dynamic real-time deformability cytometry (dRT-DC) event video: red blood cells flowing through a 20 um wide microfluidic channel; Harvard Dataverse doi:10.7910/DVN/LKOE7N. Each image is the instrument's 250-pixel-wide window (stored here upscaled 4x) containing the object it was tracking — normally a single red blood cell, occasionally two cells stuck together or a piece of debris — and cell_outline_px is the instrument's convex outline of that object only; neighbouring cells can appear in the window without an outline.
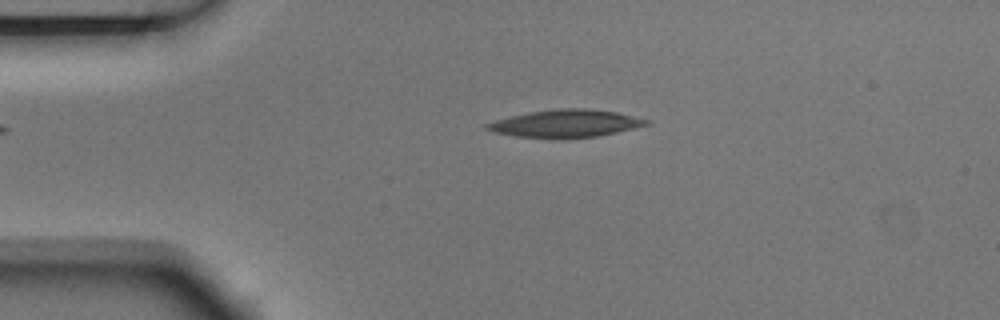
{"species": "Egyptian fruit bat (a non-hibernating species)", "species_latin": "Rousettus aegyptiacus", "temperature_condition": "room temperature", "stored_images_in_passage": 3, "camera_frame_rate_fps": 3000, "um_per_image_px": 0.085, "animal": {"sex": "male"}, "frame": {"image": 1, "passage_image": 2, "time_ms": 0.333, "image_size_px": [1000, 320], "cell_outline_px": [[652, 124], [616, 132], [596, 136], [560, 140], [516, 136], [496, 132], [484, 128], [484, 124], [496, 120], [512, 116], [532, 112], [560, 108], [584, 108], [616, 112], [652, 120]], "centroid_in_image_um": [48.12, 10.51], "position_along_channel_um": 36.9, "area_um2": 25.78}}